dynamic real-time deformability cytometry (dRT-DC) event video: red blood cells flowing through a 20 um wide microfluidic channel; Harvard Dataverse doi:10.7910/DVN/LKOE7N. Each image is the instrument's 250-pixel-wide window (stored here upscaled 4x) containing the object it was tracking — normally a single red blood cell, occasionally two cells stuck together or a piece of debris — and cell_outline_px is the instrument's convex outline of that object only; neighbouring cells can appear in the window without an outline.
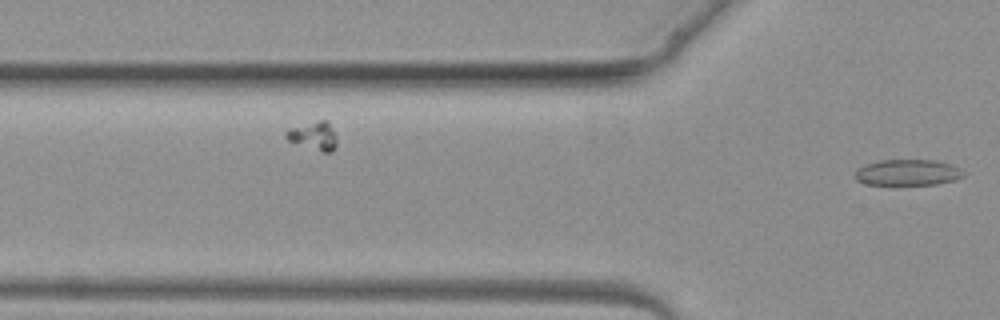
{"species": "common noctule bat (a hibernating species)", "species_latin": "Nyctalus noctula", "temperature_condition": "warm", "stored_images_in_passage": 3, "camera_frame_rate_fps": 3000, "um_per_image_px": 0.085, "animal": {"sex": "female", "body_mass_g": 19.3, "forearm_length_mm": 54.1}, "frame": {"image": 1, "passage_image": 3, "time_ms": 3.333, "image_size_px": [1000, 320], "cell_outline_px": [[964, 176], [952, 180], [936, 184], [864, 184], [856, 180], [856, 172], [864, 164], [880, 160], [936, 160], [960, 168], [964, 172]], "centroid_in_image_um": [77.14, 14.65], "position_along_channel_um": 48.7, "area_um2": 16.18}}